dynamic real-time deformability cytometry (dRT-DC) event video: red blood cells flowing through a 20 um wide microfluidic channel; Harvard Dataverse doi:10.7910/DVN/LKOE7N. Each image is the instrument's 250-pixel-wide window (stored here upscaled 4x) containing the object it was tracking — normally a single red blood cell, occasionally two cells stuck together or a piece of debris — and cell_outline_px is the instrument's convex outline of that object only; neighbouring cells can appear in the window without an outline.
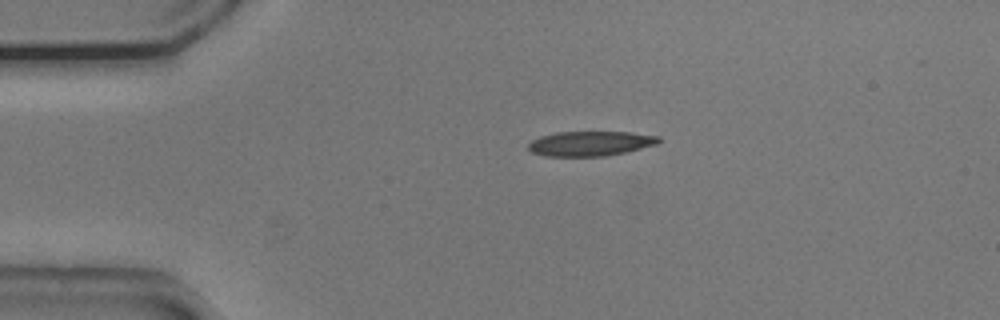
{"species": "common noctule bat (a hibernating species)", "species_latin": "Nyctalus noctula", "temperature_condition": "cold", "stored_images_in_passage": 44, "camera_frame_rate_fps": 3000, "um_per_image_px": 0.085, "animal": {"sex": "male", "body_mass_g": 20.5, "forearm_length_mm": 52.5}, "frame": {"image": 1, "passage_image": 1, "time_ms": 0.0, "image_size_px": [1000, 320], "cell_outline_px": [[660, 140], [656, 144], [624, 152], [604, 156], [544, 156], [532, 152], [528, 148], [528, 144], [532, 140], [540, 136], [556, 132], [628, 132], [660, 136]], "centroid_in_image_um": [50.14, 12.19], "position_along_channel_um": 34.9, "area_um2": 18.67}}
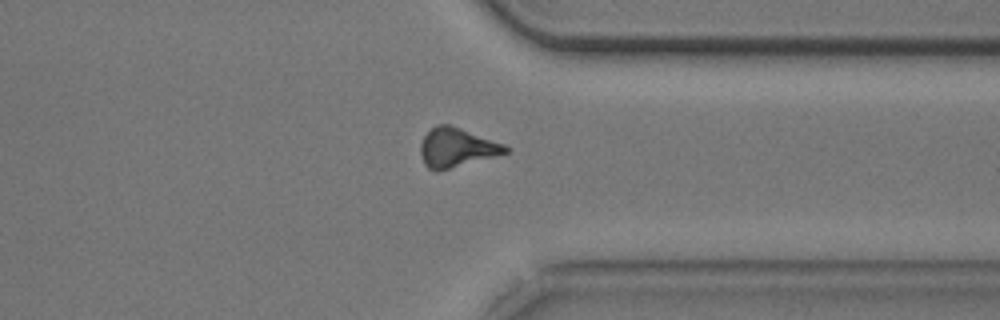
{"frame": {"image": 2, "passage_image": 31, "time_ms": 10.0, "image_size_px": [1000, 320], "cell_outline_px": [[512, 148], [508, 152], [440, 172], [436, 172], [428, 168], [424, 164], [420, 152], [420, 144], [424, 136], [436, 124], [448, 124], [460, 128], [504, 144]], "centroid_in_image_um": [38.8, 12.57], "position_along_channel_um": 372.6, "area_um2": 19.42}}
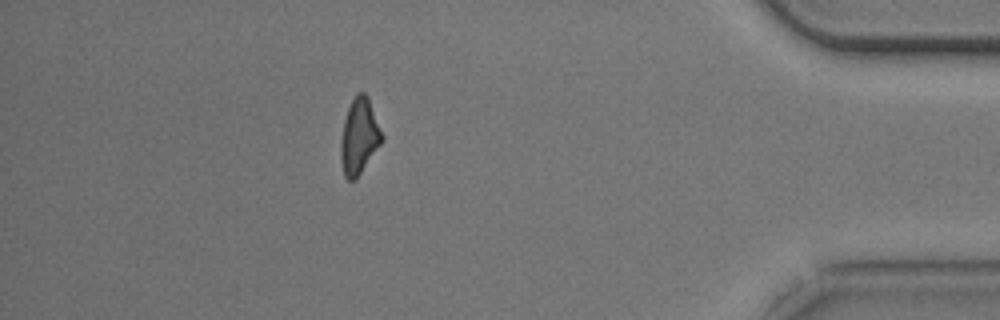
{"frame": {"image": 3, "passage_image": 37, "time_ms": 12.0, "image_size_px": [1000, 320], "cell_outline_px": [[384, 140], [360, 172], [352, 180], [348, 180], [344, 176], [340, 156], [340, 144], [344, 120], [348, 108], [356, 92], [364, 92], [368, 96], [384, 136]], "centroid_in_image_um": [30.54, 11.55], "position_along_channel_um": 404.7, "area_um2": 18.03}, "authors_computed_cell_mechanics": {"area_um2": 19.4208, "velocity_mm_per_s": 3.7709, "shape_relaxation_time_tau1_ms": 7.6384, "shape_relaxation_time_tau2_ms": null, "deformation_change_tau1": 0.2133, "deformation_change_tau2": null}}